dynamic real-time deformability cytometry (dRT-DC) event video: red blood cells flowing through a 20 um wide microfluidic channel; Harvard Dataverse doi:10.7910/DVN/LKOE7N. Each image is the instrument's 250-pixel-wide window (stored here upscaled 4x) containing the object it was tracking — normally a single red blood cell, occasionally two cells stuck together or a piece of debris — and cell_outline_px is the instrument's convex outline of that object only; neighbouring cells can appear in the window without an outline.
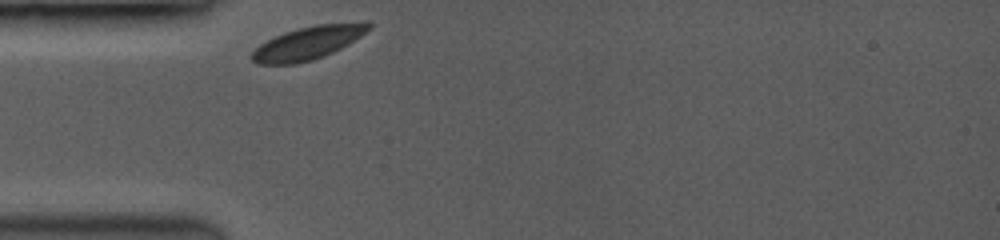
{"species": "common noctule bat (a hibernating species)", "species_latin": "Nyctalus noctula", "temperature_condition": "room temperature", "stored_images_in_passage": 21, "camera_frame_rate_fps": 3500, "um_per_image_px": 0.085, "animal": {"sex": "female", "body_mass_g": 19.0, "forearm_length_mm": 53.3}, "frame": {"image": 1, "passage_image": 1, "time_ms": 0.0, "image_size_px": [1000, 240], "cell_outline_px": [[372, 28], [348, 44], [332, 52], [312, 60], [296, 64], [256, 64], [248, 56], [260, 44], [284, 32], [316, 24], [372, 24]], "centroid_in_image_um": [26.08, 3.69], "position_along_channel_um": 58.9, "area_um2": 21.91}}
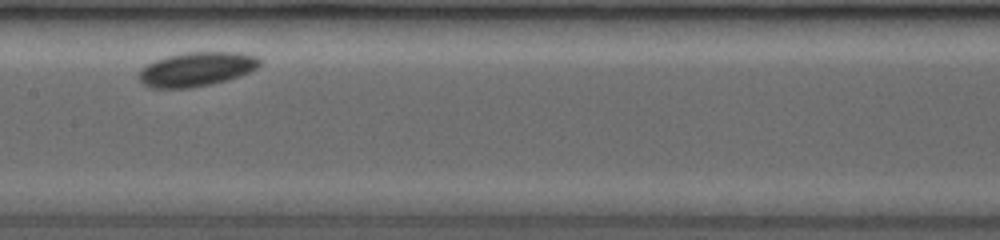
{"frame": {"image": 2, "passage_image": 17, "time_ms": 3.714, "image_size_px": [1000, 240], "cell_outline_px": [[260, 64], [256, 68], [248, 72], [224, 80], [208, 84], [188, 88], [152, 88], [144, 84], [140, 80], [140, 68], [156, 60], [168, 56], [184, 52], [236, 52], [256, 56], [260, 60]], "centroid_in_image_um": [16.68, 5.87], "position_along_channel_um": 190.7, "area_um2": 23.58}}
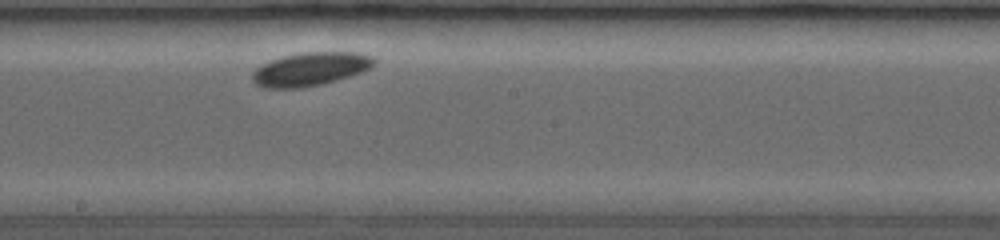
{"frame": {"image": 3, "passage_image": 20, "time_ms": 4.571, "image_size_px": [1000, 240], "cell_outline_px": [[376, 60], [368, 68], [360, 72], [336, 80], [320, 84], [296, 88], [268, 88], [256, 84], [252, 80], [252, 72], [256, 68], [280, 56], [300, 52], [360, 52], [372, 56]], "centroid_in_image_um": [26.35, 5.85], "position_along_channel_um": 221.8, "area_um2": 23.47}}